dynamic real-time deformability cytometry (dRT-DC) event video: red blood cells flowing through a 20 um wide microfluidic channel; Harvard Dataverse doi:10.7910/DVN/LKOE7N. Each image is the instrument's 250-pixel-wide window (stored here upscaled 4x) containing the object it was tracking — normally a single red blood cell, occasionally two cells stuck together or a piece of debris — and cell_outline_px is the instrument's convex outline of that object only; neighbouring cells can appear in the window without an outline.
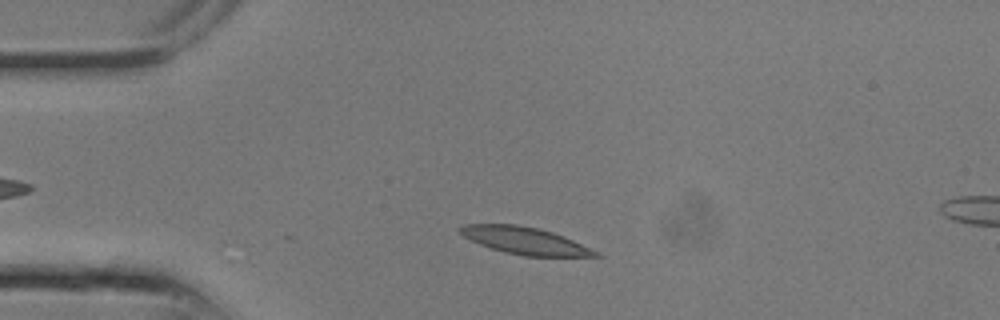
{"species": "common noctule bat (a hibernating species)", "species_latin": "Nyctalus noctula", "temperature_condition": "room temperature", "stored_images_in_passage": 4, "camera_frame_rate_fps": 3000, "um_per_image_px": 0.085, "animal": {"sex": "male", "body_mass_g": 13.3}, "frame": {"image": 1, "passage_image": 2, "time_ms": 0.333, "image_size_px": [1000, 320], "cell_outline_px": [[604, 256], [524, 256], [504, 252], [480, 244], [464, 236], [456, 228], [464, 224], [516, 224], [536, 228], [552, 232], [564, 236], [600, 252]], "centroid_in_image_um": [44.63, 20.45], "position_along_channel_um": 40.4, "area_um2": 21.27}}